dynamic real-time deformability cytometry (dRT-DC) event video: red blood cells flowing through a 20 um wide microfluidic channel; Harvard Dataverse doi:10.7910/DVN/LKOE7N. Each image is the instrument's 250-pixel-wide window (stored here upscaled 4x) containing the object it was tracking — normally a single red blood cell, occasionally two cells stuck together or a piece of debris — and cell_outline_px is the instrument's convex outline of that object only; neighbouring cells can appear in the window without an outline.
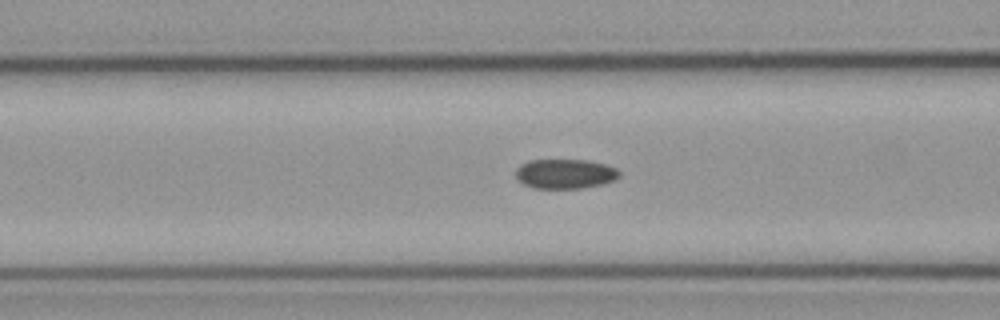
{"species": "common noctule bat (a hibernating species)", "species_latin": "Nyctalus noctula", "temperature_condition": "cold", "stored_images_in_passage": 13, "camera_frame_rate_fps": 3000, "um_per_image_px": 0.085, "animal": {"sex": "male", "body_mass_g": 23.1, "forearm_length_mm": 52.7}, "frame": {"image": 1, "passage_image": 11, "time_ms": 3.333, "image_size_px": [1000, 320], "cell_outline_px": [[620, 176], [616, 180], [604, 184], [584, 188], [532, 188], [524, 184], [516, 176], [516, 168], [520, 164], [528, 160], [588, 160], [604, 164], [616, 168], [620, 172]], "centroid_in_image_um": [48.06, 14.77], "position_along_channel_um": 118.5, "area_um2": 18.03}}